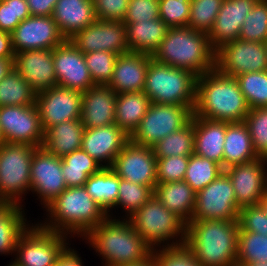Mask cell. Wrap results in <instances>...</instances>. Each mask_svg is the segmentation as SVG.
<instances>
[{"mask_svg": "<svg viewBox=\"0 0 267 266\" xmlns=\"http://www.w3.org/2000/svg\"><path fill=\"white\" fill-rule=\"evenodd\" d=\"M250 108L235 77L217 68L198 76L193 115L221 122H242Z\"/></svg>", "mask_w": 267, "mask_h": 266, "instance_id": "6da1fadb", "label": "cell"}, {"mask_svg": "<svg viewBox=\"0 0 267 266\" xmlns=\"http://www.w3.org/2000/svg\"><path fill=\"white\" fill-rule=\"evenodd\" d=\"M84 237L106 261L105 266L139 264L148 260L153 250L126 218L120 221L111 215Z\"/></svg>", "mask_w": 267, "mask_h": 266, "instance_id": "7a4b0ae2", "label": "cell"}, {"mask_svg": "<svg viewBox=\"0 0 267 266\" xmlns=\"http://www.w3.org/2000/svg\"><path fill=\"white\" fill-rule=\"evenodd\" d=\"M48 220L42 228L65 235L84 236L104 221L108 214L88 194L84 186L67 187L46 207Z\"/></svg>", "mask_w": 267, "mask_h": 266, "instance_id": "3957f363", "label": "cell"}, {"mask_svg": "<svg viewBox=\"0 0 267 266\" xmlns=\"http://www.w3.org/2000/svg\"><path fill=\"white\" fill-rule=\"evenodd\" d=\"M238 233V221H190L184 245L202 266H230L237 262Z\"/></svg>", "mask_w": 267, "mask_h": 266, "instance_id": "277c9868", "label": "cell"}, {"mask_svg": "<svg viewBox=\"0 0 267 266\" xmlns=\"http://www.w3.org/2000/svg\"><path fill=\"white\" fill-rule=\"evenodd\" d=\"M160 63L182 68L201 76L216 66V50L208 34L188 27L169 28L151 56Z\"/></svg>", "mask_w": 267, "mask_h": 266, "instance_id": "5b68a950", "label": "cell"}, {"mask_svg": "<svg viewBox=\"0 0 267 266\" xmlns=\"http://www.w3.org/2000/svg\"><path fill=\"white\" fill-rule=\"evenodd\" d=\"M197 77L189 70L151 58L143 92L151 103L194 106Z\"/></svg>", "mask_w": 267, "mask_h": 266, "instance_id": "8992f818", "label": "cell"}, {"mask_svg": "<svg viewBox=\"0 0 267 266\" xmlns=\"http://www.w3.org/2000/svg\"><path fill=\"white\" fill-rule=\"evenodd\" d=\"M126 219L152 249L185 244L186 224L170 212L155 195ZM161 243L166 245L161 247Z\"/></svg>", "mask_w": 267, "mask_h": 266, "instance_id": "52a82bcc", "label": "cell"}, {"mask_svg": "<svg viewBox=\"0 0 267 266\" xmlns=\"http://www.w3.org/2000/svg\"><path fill=\"white\" fill-rule=\"evenodd\" d=\"M35 148L27 144L7 142L0 147L1 203L23 206L22 195L30 191V169Z\"/></svg>", "mask_w": 267, "mask_h": 266, "instance_id": "ba28073f", "label": "cell"}, {"mask_svg": "<svg viewBox=\"0 0 267 266\" xmlns=\"http://www.w3.org/2000/svg\"><path fill=\"white\" fill-rule=\"evenodd\" d=\"M67 237L32 223L18 239L13 262L18 266H55L60 254L70 246Z\"/></svg>", "mask_w": 267, "mask_h": 266, "instance_id": "9c48e42d", "label": "cell"}, {"mask_svg": "<svg viewBox=\"0 0 267 266\" xmlns=\"http://www.w3.org/2000/svg\"><path fill=\"white\" fill-rule=\"evenodd\" d=\"M194 106L151 103L130 140L152 147L169 134L180 130L192 118Z\"/></svg>", "mask_w": 267, "mask_h": 266, "instance_id": "30bf717a", "label": "cell"}, {"mask_svg": "<svg viewBox=\"0 0 267 266\" xmlns=\"http://www.w3.org/2000/svg\"><path fill=\"white\" fill-rule=\"evenodd\" d=\"M239 210L232 181L224 171L213 182L196 192L191 221L212 219L238 221Z\"/></svg>", "mask_w": 267, "mask_h": 266, "instance_id": "8fae6325", "label": "cell"}, {"mask_svg": "<svg viewBox=\"0 0 267 266\" xmlns=\"http://www.w3.org/2000/svg\"><path fill=\"white\" fill-rule=\"evenodd\" d=\"M221 73L236 77L242 73L267 71L265 43L236 39L216 50V66Z\"/></svg>", "mask_w": 267, "mask_h": 266, "instance_id": "7c38bea8", "label": "cell"}, {"mask_svg": "<svg viewBox=\"0 0 267 266\" xmlns=\"http://www.w3.org/2000/svg\"><path fill=\"white\" fill-rule=\"evenodd\" d=\"M0 127L7 143L41 147L44 130L36 104L32 106H1Z\"/></svg>", "mask_w": 267, "mask_h": 266, "instance_id": "4fadbf2b", "label": "cell"}, {"mask_svg": "<svg viewBox=\"0 0 267 266\" xmlns=\"http://www.w3.org/2000/svg\"><path fill=\"white\" fill-rule=\"evenodd\" d=\"M121 179L149 186L157 185V158L152 147L139 145L129 140L117 154L111 167Z\"/></svg>", "mask_w": 267, "mask_h": 266, "instance_id": "5bb4252c", "label": "cell"}, {"mask_svg": "<svg viewBox=\"0 0 267 266\" xmlns=\"http://www.w3.org/2000/svg\"><path fill=\"white\" fill-rule=\"evenodd\" d=\"M30 191L36 192L44 208L66 188L62 175V158L36 147L30 169Z\"/></svg>", "mask_w": 267, "mask_h": 266, "instance_id": "9a60e30c", "label": "cell"}, {"mask_svg": "<svg viewBox=\"0 0 267 266\" xmlns=\"http://www.w3.org/2000/svg\"><path fill=\"white\" fill-rule=\"evenodd\" d=\"M69 41L84 54L110 51L122 55L129 52L125 24L122 21L97 19L75 33Z\"/></svg>", "mask_w": 267, "mask_h": 266, "instance_id": "2e32d148", "label": "cell"}, {"mask_svg": "<svg viewBox=\"0 0 267 266\" xmlns=\"http://www.w3.org/2000/svg\"><path fill=\"white\" fill-rule=\"evenodd\" d=\"M36 107L43 130L69 120L81 119L82 93L56 85L36 93Z\"/></svg>", "mask_w": 267, "mask_h": 266, "instance_id": "e0dca14e", "label": "cell"}, {"mask_svg": "<svg viewBox=\"0 0 267 266\" xmlns=\"http://www.w3.org/2000/svg\"><path fill=\"white\" fill-rule=\"evenodd\" d=\"M14 53L35 49H54L65 38L52 16H30L11 33Z\"/></svg>", "mask_w": 267, "mask_h": 266, "instance_id": "ac0fdd59", "label": "cell"}, {"mask_svg": "<svg viewBox=\"0 0 267 266\" xmlns=\"http://www.w3.org/2000/svg\"><path fill=\"white\" fill-rule=\"evenodd\" d=\"M266 158L228 167L224 171L231 179L239 208L259 205L266 192Z\"/></svg>", "mask_w": 267, "mask_h": 266, "instance_id": "d6986e66", "label": "cell"}, {"mask_svg": "<svg viewBox=\"0 0 267 266\" xmlns=\"http://www.w3.org/2000/svg\"><path fill=\"white\" fill-rule=\"evenodd\" d=\"M53 61L57 85L84 93L94 86L84 53L69 39L53 49Z\"/></svg>", "mask_w": 267, "mask_h": 266, "instance_id": "ffe728a7", "label": "cell"}, {"mask_svg": "<svg viewBox=\"0 0 267 266\" xmlns=\"http://www.w3.org/2000/svg\"><path fill=\"white\" fill-rule=\"evenodd\" d=\"M14 68L36 93L57 85L53 49L18 52L15 54Z\"/></svg>", "mask_w": 267, "mask_h": 266, "instance_id": "44dd1931", "label": "cell"}, {"mask_svg": "<svg viewBox=\"0 0 267 266\" xmlns=\"http://www.w3.org/2000/svg\"><path fill=\"white\" fill-rule=\"evenodd\" d=\"M129 140L130 137L116 124L85 128L81 148L102 167H111L115 157Z\"/></svg>", "mask_w": 267, "mask_h": 266, "instance_id": "7402d4cb", "label": "cell"}, {"mask_svg": "<svg viewBox=\"0 0 267 266\" xmlns=\"http://www.w3.org/2000/svg\"><path fill=\"white\" fill-rule=\"evenodd\" d=\"M258 0H223L213 28L208 34L211 46L217 50L223 44L239 39L244 20Z\"/></svg>", "mask_w": 267, "mask_h": 266, "instance_id": "603a6c76", "label": "cell"}, {"mask_svg": "<svg viewBox=\"0 0 267 266\" xmlns=\"http://www.w3.org/2000/svg\"><path fill=\"white\" fill-rule=\"evenodd\" d=\"M117 93L108 85H94L82 93L81 122L84 128L115 124Z\"/></svg>", "mask_w": 267, "mask_h": 266, "instance_id": "cb8c5ba5", "label": "cell"}, {"mask_svg": "<svg viewBox=\"0 0 267 266\" xmlns=\"http://www.w3.org/2000/svg\"><path fill=\"white\" fill-rule=\"evenodd\" d=\"M151 58L149 54L131 51L118 55L112 79L107 85L117 94L143 91Z\"/></svg>", "mask_w": 267, "mask_h": 266, "instance_id": "d4e9b609", "label": "cell"}, {"mask_svg": "<svg viewBox=\"0 0 267 266\" xmlns=\"http://www.w3.org/2000/svg\"><path fill=\"white\" fill-rule=\"evenodd\" d=\"M52 18L65 39L97 20L92 0H58Z\"/></svg>", "mask_w": 267, "mask_h": 266, "instance_id": "484cf974", "label": "cell"}, {"mask_svg": "<svg viewBox=\"0 0 267 266\" xmlns=\"http://www.w3.org/2000/svg\"><path fill=\"white\" fill-rule=\"evenodd\" d=\"M226 122L212 121L194 115V154L208 158L223 168Z\"/></svg>", "mask_w": 267, "mask_h": 266, "instance_id": "4316f807", "label": "cell"}, {"mask_svg": "<svg viewBox=\"0 0 267 266\" xmlns=\"http://www.w3.org/2000/svg\"><path fill=\"white\" fill-rule=\"evenodd\" d=\"M154 195L186 225L191 221L196 203V192L185 181L157 183Z\"/></svg>", "mask_w": 267, "mask_h": 266, "instance_id": "83f0119b", "label": "cell"}, {"mask_svg": "<svg viewBox=\"0 0 267 266\" xmlns=\"http://www.w3.org/2000/svg\"><path fill=\"white\" fill-rule=\"evenodd\" d=\"M84 126L81 119L69 120L44 130L41 147L56 157L81 149Z\"/></svg>", "mask_w": 267, "mask_h": 266, "instance_id": "f1b7e54d", "label": "cell"}, {"mask_svg": "<svg viewBox=\"0 0 267 266\" xmlns=\"http://www.w3.org/2000/svg\"><path fill=\"white\" fill-rule=\"evenodd\" d=\"M259 158L254 151L248 127L242 122H226L223 169Z\"/></svg>", "mask_w": 267, "mask_h": 266, "instance_id": "f546056e", "label": "cell"}, {"mask_svg": "<svg viewBox=\"0 0 267 266\" xmlns=\"http://www.w3.org/2000/svg\"><path fill=\"white\" fill-rule=\"evenodd\" d=\"M169 27L160 18L125 24L126 41L131 52L153 55Z\"/></svg>", "mask_w": 267, "mask_h": 266, "instance_id": "4dcf8cb0", "label": "cell"}, {"mask_svg": "<svg viewBox=\"0 0 267 266\" xmlns=\"http://www.w3.org/2000/svg\"><path fill=\"white\" fill-rule=\"evenodd\" d=\"M150 104V99L143 91L117 94L115 124L130 137L138 128Z\"/></svg>", "mask_w": 267, "mask_h": 266, "instance_id": "1f68e13d", "label": "cell"}, {"mask_svg": "<svg viewBox=\"0 0 267 266\" xmlns=\"http://www.w3.org/2000/svg\"><path fill=\"white\" fill-rule=\"evenodd\" d=\"M24 217L22 206L0 202V254L15 253L19 237L30 226Z\"/></svg>", "mask_w": 267, "mask_h": 266, "instance_id": "d6a6232c", "label": "cell"}, {"mask_svg": "<svg viewBox=\"0 0 267 266\" xmlns=\"http://www.w3.org/2000/svg\"><path fill=\"white\" fill-rule=\"evenodd\" d=\"M120 177L110 168L102 167L88 177L84 187L93 200L110 216V209L116 207Z\"/></svg>", "mask_w": 267, "mask_h": 266, "instance_id": "836d02e7", "label": "cell"}, {"mask_svg": "<svg viewBox=\"0 0 267 266\" xmlns=\"http://www.w3.org/2000/svg\"><path fill=\"white\" fill-rule=\"evenodd\" d=\"M102 166L82 148L62 157V175L67 187H81Z\"/></svg>", "mask_w": 267, "mask_h": 266, "instance_id": "e575fe53", "label": "cell"}, {"mask_svg": "<svg viewBox=\"0 0 267 266\" xmlns=\"http://www.w3.org/2000/svg\"><path fill=\"white\" fill-rule=\"evenodd\" d=\"M36 101V92L13 68L0 81L1 106H32Z\"/></svg>", "mask_w": 267, "mask_h": 266, "instance_id": "d590c367", "label": "cell"}, {"mask_svg": "<svg viewBox=\"0 0 267 266\" xmlns=\"http://www.w3.org/2000/svg\"><path fill=\"white\" fill-rule=\"evenodd\" d=\"M156 158L190 156L194 153V115L180 130L167 135L152 146Z\"/></svg>", "mask_w": 267, "mask_h": 266, "instance_id": "8d00e7d4", "label": "cell"}, {"mask_svg": "<svg viewBox=\"0 0 267 266\" xmlns=\"http://www.w3.org/2000/svg\"><path fill=\"white\" fill-rule=\"evenodd\" d=\"M223 172L224 169L219 164L193 153L189 156L184 181L197 192L213 182Z\"/></svg>", "mask_w": 267, "mask_h": 266, "instance_id": "74e56055", "label": "cell"}, {"mask_svg": "<svg viewBox=\"0 0 267 266\" xmlns=\"http://www.w3.org/2000/svg\"><path fill=\"white\" fill-rule=\"evenodd\" d=\"M235 78L250 109L267 107V71L242 73Z\"/></svg>", "mask_w": 267, "mask_h": 266, "instance_id": "f35d334b", "label": "cell"}, {"mask_svg": "<svg viewBox=\"0 0 267 266\" xmlns=\"http://www.w3.org/2000/svg\"><path fill=\"white\" fill-rule=\"evenodd\" d=\"M249 262L267 263V236L239 227L237 263L245 265Z\"/></svg>", "mask_w": 267, "mask_h": 266, "instance_id": "ab89813d", "label": "cell"}, {"mask_svg": "<svg viewBox=\"0 0 267 266\" xmlns=\"http://www.w3.org/2000/svg\"><path fill=\"white\" fill-rule=\"evenodd\" d=\"M239 39L265 43L267 41V0H258L243 22Z\"/></svg>", "mask_w": 267, "mask_h": 266, "instance_id": "60d3db41", "label": "cell"}, {"mask_svg": "<svg viewBox=\"0 0 267 266\" xmlns=\"http://www.w3.org/2000/svg\"><path fill=\"white\" fill-rule=\"evenodd\" d=\"M223 0H191L188 28L209 34Z\"/></svg>", "mask_w": 267, "mask_h": 266, "instance_id": "b9f144b4", "label": "cell"}, {"mask_svg": "<svg viewBox=\"0 0 267 266\" xmlns=\"http://www.w3.org/2000/svg\"><path fill=\"white\" fill-rule=\"evenodd\" d=\"M116 206L126 211L128 218L138 211L153 195L154 191L146 185H140L120 179Z\"/></svg>", "mask_w": 267, "mask_h": 266, "instance_id": "7bdbcfd3", "label": "cell"}, {"mask_svg": "<svg viewBox=\"0 0 267 266\" xmlns=\"http://www.w3.org/2000/svg\"><path fill=\"white\" fill-rule=\"evenodd\" d=\"M258 157L267 158V107L250 109L244 118Z\"/></svg>", "mask_w": 267, "mask_h": 266, "instance_id": "ee69618b", "label": "cell"}, {"mask_svg": "<svg viewBox=\"0 0 267 266\" xmlns=\"http://www.w3.org/2000/svg\"><path fill=\"white\" fill-rule=\"evenodd\" d=\"M117 54L110 51H95L84 54L91 79L95 85H107L113 76Z\"/></svg>", "mask_w": 267, "mask_h": 266, "instance_id": "f6af8a7d", "label": "cell"}, {"mask_svg": "<svg viewBox=\"0 0 267 266\" xmlns=\"http://www.w3.org/2000/svg\"><path fill=\"white\" fill-rule=\"evenodd\" d=\"M151 258L156 266H202L185 245L155 248Z\"/></svg>", "mask_w": 267, "mask_h": 266, "instance_id": "bcb514c9", "label": "cell"}, {"mask_svg": "<svg viewBox=\"0 0 267 266\" xmlns=\"http://www.w3.org/2000/svg\"><path fill=\"white\" fill-rule=\"evenodd\" d=\"M191 0H159L160 19L169 28L187 27Z\"/></svg>", "mask_w": 267, "mask_h": 266, "instance_id": "7dc6e473", "label": "cell"}, {"mask_svg": "<svg viewBox=\"0 0 267 266\" xmlns=\"http://www.w3.org/2000/svg\"><path fill=\"white\" fill-rule=\"evenodd\" d=\"M30 16L26 0H0V30L12 33L21 21Z\"/></svg>", "mask_w": 267, "mask_h": 266, "instance_id": "c3c4849f", "label": "cell"}, {"mask_svg": "<svg viewBox=\"0 0 267 266\" xmlns=\"http://www.w3.org/2000/svg\"><path fill=\"white\" fill-rule=\"evenodd\" d=\"M189 156H170L157 158V183L184 181Z\"/></svg>", "mask_w": 267, "mask_h": 266, "instance_id": "681fc988", "label": "cell"}, {"mask_svg": "<svg viewBox=\"0 0 267 266\" xmlns=\"http://www.w3.org/2000/svg\"><path fill=\"white\" fill-rule=\"evenodd\" d=\"M238 223L243 231L267 236V214L260 204L240 208Z\"/></svg>", "mask_w": 267, "mask_h": 266, "instance_id": "f907efd6", "label": "cell"}, {"mask_svg": "<svg viewBox=\"0 0 267 266\" xmlns=\"http://www.w3.org/2000/svg\"><path fill=\"white\" fill-rule=\"evenodd\" d=\"M158 18L159 0H129L128 10L122 22L132 24Z\"/></svg>", "mask_w": 267, "mask_h": 266, "instance_id": "816d5d0a", "label": "cell"}, {"mask_svg": "<svg viewBox=\"0 0 267 266\" xmlns=\"http://www.w3.org/2000/svg\"><path fill=\"white\" fill-rule=\"evenodd\" d=\"M96 18L99 20L123 21L129 0H92Z\"/></svg>", "mask_w": 267, "mask_h": 266, "instance_id": "f5cc1de1", "label": "cell"}, {"mask_svg": "<svg viewBox=\"0 0 267 266\" xmlns=\"http://www.w3.org/2000/svg\"><path fill=\"white\" fill-rule=\"evenodd\" d=\"M31 16H52L58 0H26Z\"/></svg>", "mask_w": 267, "mask_h": 266, "instance_id": "db71d44e", "label": "cell"}, {"mask_svg": "<svg viewBox=\"0 0 267 266\" xmlns=\"http://www.w3.org/2000/svg\"><path fill=\"white\" fill-rule=\"evenodd\" d=\"M55 266H84L77 251L67 246L60 254Z\"/></svg>", "mask_w": 267, "mask_h": 266, "instance_id": "11a10c76", "label": "cell"}, {"mask_svg": "<svg viewBox=\"0 0 267 266\" xmlns=\"http://www.w3.org/2000/svg\"><path fill=\"white\" fill-rule=\"evenodd\" d=\"M0 59H15L11 33L0 30Z\"/></svg>", "mask_w": 267, "mask_h": 266, "instance_id": "9f6ffc18", "label": "cell"}, {"mask_svg": "<svg viewBox=\"0 0 267 266\" xmlns=\"http://www.w3.org/2000/svg\"><path fill=\"white\" fill-rule=\"evenodd\" d=\"M14 68V59H0V81Z\"/></svg>", "mask_w": 267, "mask_h": 266, "instance_id": "6f0895ef", "label": "cell"}, {"mask_svg": "<svg viewBox=\"0 0 267 266\" xmlns=\"http://www.w3.org/2000/svg\"><path fill=\"white\" fill-rule=\"evenodd\" d=\"M122 266H156L154 260L150 257L148 260L139 263V264H132V265H122Z\"/></svg>", "mask_w": 267, "mask_h": 266, "instance_id": "680465c9", "label": "cell"}, {"mask_svg": "<svg viewBox=\"0 0 267 266\" xmlns=\"http://www.w3.org/2000/svg\"><path fill=\"white\" fill-rule=\"evenodd\" d=\"M260 205L262 206V208L265 210L267 214V192L264 193V196L262 197L260 201Z\"/></svg>", "mask_w": 267, "mask_h": 266, "instance_id": "91938a15", "label": "cell"}, {"mask_svg": "<svg viewBox=\"0 0 267 266\" xmlns=\"http://www.w3.org/2000/svg\"><path fill=\"white\" fill-rule=\"evenodd\" d=\"M245 266H267V263H263V262H249L247 264H245Z\"/></svg>", "mask_w": 267, "mask_h": 266, "instance_id": "94428289", "label": "cell"}, {"mask_svg": "<svg viewBox=\"0 0 267 266\" xmlns=\"http://www.w3.org/2000/svg\"><path fill=\"white\" fill-rule=\"evenodd\" d=\"M6 143L4 135L2 134V130L0 127V147Z\"/></svg>", "mask_w": 267, "mask_h": 266, "instance_id": "6125c7cd", "label": "cell"}, {"mask_svg": "<svg viewBox=\"0 0 267 266\" xmlns=\"http://www.w3.org/2000/svg\"><path fill=\"white\" fill-rule=\"evenodd\" d=\"M230 266H245V265H242V264H239V263H234V264H231Z\"/></svg>", "mask_w": 267, "mask_h": 266, "instance_id": "be15d7a7", "label": "cell"}, {"mask_svg": "<svg viewBox=\"0 0 267 266\" xmlns=\"http://www.w3.org/2000/svg\"><path fill=\"white\" fill-rule=\"evenodd\" d=\"M8 266H18V265L15 264V263L12 261Z\"/></svg>", "mask_w": 267, "mask_h": 266, "instance_id": "e7e4bbea", "label": "cell"}, {"mask_svg": "<svg viewBox=\"0 0 267 266\" xmlns=\"http://www.w3.org/2000/svg\"><path fill=\"white\" fill-rule=\"evenodd\" d=\"M266 55H267V41L265 42Z\"/></svg>", "mask_w": 267, "mask_h": 266, "instance_id": "03108f58", "label": "cell"}, {"mask_svg": "<svg viewBox=\"0 0 267 266\" xmlns=\"http://www.w3.org/2000/svg\"><path fill=\"white\" fill-rule=\"evenodd\" d=\"M266 192H267V174H266Z\"/></svg>", "mask_w": 267, "mask_h": 266, "instance_id": "003e7915", "label": "cell"}]
</instances>
